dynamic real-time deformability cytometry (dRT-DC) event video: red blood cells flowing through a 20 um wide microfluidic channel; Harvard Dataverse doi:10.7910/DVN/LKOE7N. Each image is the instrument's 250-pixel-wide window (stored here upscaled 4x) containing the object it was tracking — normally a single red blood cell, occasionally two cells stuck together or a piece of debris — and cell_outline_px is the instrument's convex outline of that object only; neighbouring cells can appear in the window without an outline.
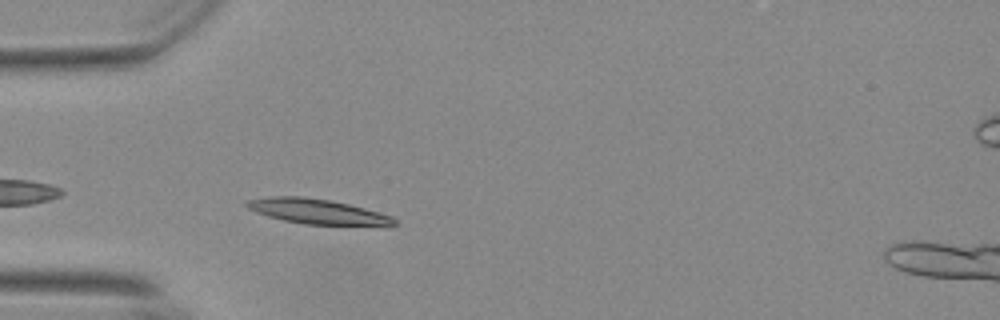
{"species": "Egyptian fruit bat (a non-hibernating species)", "species_latin": "Rousettus aegyptiacus", "temperature_condition": "warm", "stored_images_in_passage": 35, "camera_frame_rate_fps": 3000, "um_per_image_px": 0.085, "animal": {"sex": "female"}, "frame": {"image": 1, "passage_image": 3, "time_ms": 0.667, "image_size_px": [1000, 320], "cell_outline_px": [[400, 224], [304, 224], [284, 220], [268, 216], [256, 212], [248, 208], [244, 204], [244, 200], [272, 196], [300, 196], [328, 200], [348, 204], [364, 208], [392, 216]], "centroid_in_image_um": [26.87, 17.95], "position_along_channel_um": 58.1, "area_um2": 20.92}}
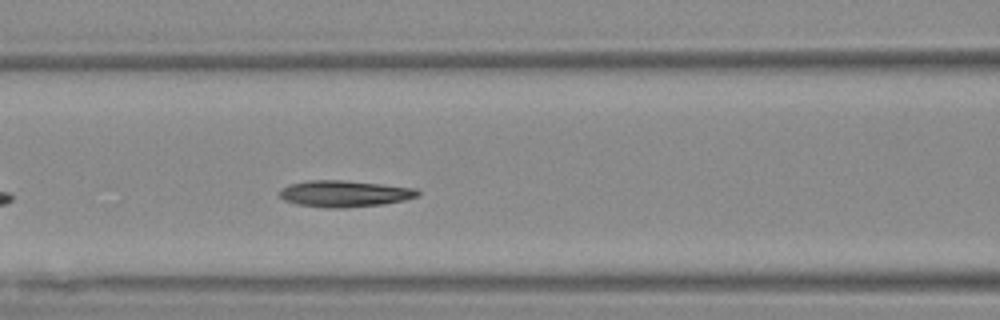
{"frame": {"image": 2, "passage_image": 10, "time_ms": 3.0, "image_size_px": [1000, 320], "cell_outline_px": [[420, 196], [404, 200], [384, 204], [340, 208], [324, 208], [296, 204], [284, 200], [276, 192], [280, 188], [288, 184], [308, 180], [344, 180], [416, 188], [420, 192]], "centroid_in_image_um": [29.23, 16.46], "position_along_channel_um": 137.4, "area_um2": 21.56}}
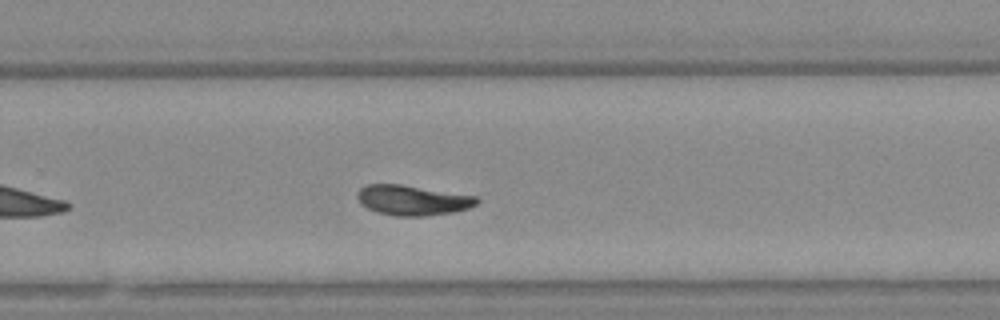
{"frame": {"image": 3, "passage_image": 23, "time_ms": 7.333, "image_size_px": [1000, 320], "cell_outline_px": [[480, 200], [476, 204], [468, 208], [452, 212], [420, 216], [396, 216], [376, 212], [360, 204], [356, 196], [356, 192], [360, 188], [368, 184], [400, 184], [476, 196]], "centroid_in_image_um": [35.02, 17.01], "position_along_channel_um": 294.8, "area_um2": 20.87}, "authors_computed_cell_mechanics": {"area_um2": 20.4612, "velocity_mm_per_s": 3.65, "shape_relaxation_time_tau1_ms": 5.5123, "shape_relaxation_time_tau2_ms": 4.3715, "deformation_change_tau1": 0.1787, "deformation_change_tau2": 0.0762}}